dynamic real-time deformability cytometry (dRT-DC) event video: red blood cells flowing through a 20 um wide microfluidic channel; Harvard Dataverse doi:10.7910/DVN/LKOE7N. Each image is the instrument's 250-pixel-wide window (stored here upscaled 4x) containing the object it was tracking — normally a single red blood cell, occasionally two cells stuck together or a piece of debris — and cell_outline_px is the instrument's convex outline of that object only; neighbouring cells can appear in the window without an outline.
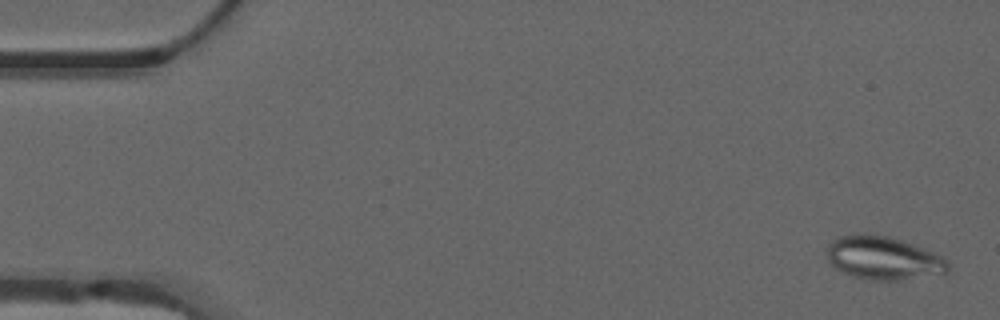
{"species": "common noctule bat (a hibernating species)", "species_latin": "Nyctalus noctula", "temperature_condition": "warm", "stored_images_in_passage": 54, "camera_frame_rate_fps": 3000, "um_per_image_px": 0.085, "animal": {"sex": "male", "forearm_length_mm": 52.5}, "frame": {"image": 1, "passage_image": 2, "time_ms": 0.333, "image_size_px": [1000, 320], "cell_outline_px": [[948, 272], [900, 280], [872, 280], [852, 276], [836, 268], [828, 260], [828, 244], [832, 240], [840, 236], [860, 232], [864, 232], [888, 236], [912, 244], [932, 252], [948, 260]], "centroid_in_image_um": [75.05, 21.91], "position_along_channel_um": 10.0, "area_um2": 30.35}}
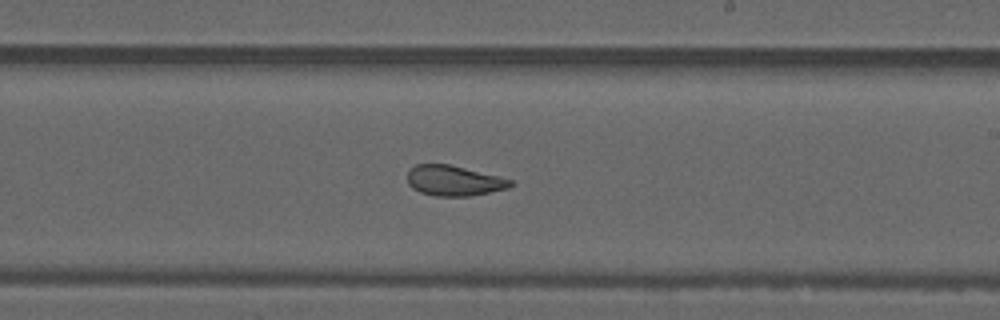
{"frame": {"image": 2, "passage_image": 32, "time_ms": 10.333, "image_size_px": [1000, 320], "cell_outline_px": [[516, 184], [508, 188], [468, 196], [436, 196], [420, 192], [412, 188], [408, 184], [408, 172], [416, 164], [448, 164], [500, 176], [512, 180]], "centroid_in_image_um": [38.6, 15.36], "position_along_channel_um": 250.4, "area_um2": 18.15}}
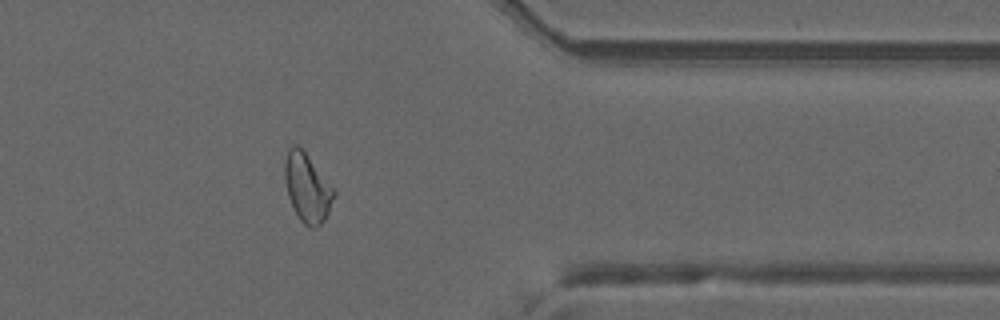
{"frame": {"image": 3, "passage_image": 44, "time_ms": 14.333, "image_size_px": [1000, 320], "cell_outline_px": [[336, 192], [328, 212], [324, 220], [316, 228], [308, 228], [300, 220], [288, 196], [284, 180], [284, 160], [288, 148], [292, 144], [296, 144], [304, 152], [336, 188]], "centroid_in_image_um": [26.11, 15.95], "position_along_channel_um": 385.3, "area_um2": 19.77}, "authors_computed_cell_mechanics": {"area_um2": 21.2126, "velocity_mm_per_s": 3.7557, "shape_relaxation_time_tau1_ms": null, "shape_relaxation_time_tau2_ms": 1.4071, "deformation_change_tau1": null, "deformation_change_tau2": 0.081}}